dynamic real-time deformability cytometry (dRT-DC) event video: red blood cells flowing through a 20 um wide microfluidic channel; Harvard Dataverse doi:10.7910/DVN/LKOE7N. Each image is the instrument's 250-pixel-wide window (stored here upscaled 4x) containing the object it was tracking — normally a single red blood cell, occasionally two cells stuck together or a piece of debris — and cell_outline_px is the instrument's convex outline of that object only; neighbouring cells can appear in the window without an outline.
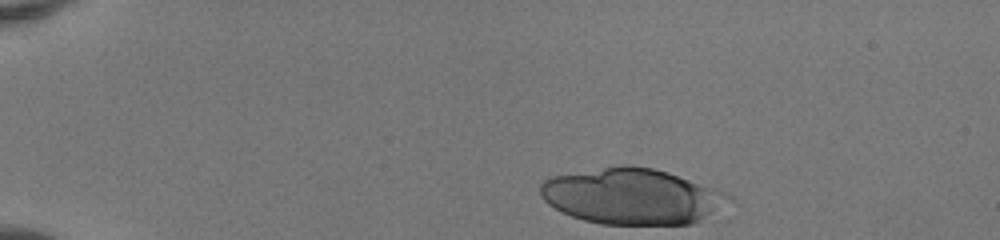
{"species": "human", "species_latin": "Homo sapiens", "temperature_condition": "room temperature", "stored_images_in_passage": 36, "camera_frame_rate_fps": 3000, "um_per_image_px": 0.085, "donor": {"sex": "female"}, "frame": {"image": 1, "passage_image": 1, "time_ms": 0.0, "image_size_px": [1000, 240], "cell_outline_px": [[724, 220], [692, 224], [600, 224], [584, 220], [560, 212], [548, 204], [540, 196], [540, 184], [544, 180], [552, 176], [620, 164], [628, 164], [652, 168], [668, 172], [688, 180], [704, 188]], "centroid_in_image_um": [53.49, 16.72], "position_along_channel_um": 31.5, "area_um2": 59.77}}